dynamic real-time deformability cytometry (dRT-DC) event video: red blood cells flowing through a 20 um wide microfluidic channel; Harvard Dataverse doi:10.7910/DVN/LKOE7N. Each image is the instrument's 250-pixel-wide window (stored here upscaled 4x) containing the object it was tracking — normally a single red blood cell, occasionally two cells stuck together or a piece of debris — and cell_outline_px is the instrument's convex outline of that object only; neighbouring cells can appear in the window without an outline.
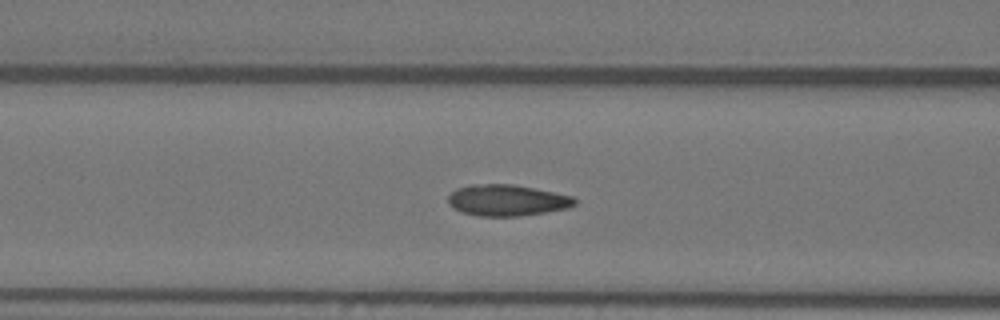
{"species": "Egyptian fruit bat (a non-hibernating species)", "species_latin": "Rousettus aegyptiacus", "temperature_condition": "warm", "stored_images_in_passage": 51, "camera_frame_rate_fps": 3000, "um_per_image_px": 0.085, "animal": {"sex": "female"}, "frame": {"image": 1, "passage_image": 17, "time_ms": 5.333, "image_size_px": [1000, 320], "cell_outline_px": [[576, 204], [568, 208], [520, 216], [480, 216], [464, 212], [452, 208], [448, 204], [448, 196], [456, 188], [472, 184], [512, 184], [572, 196], [576, 200]], "centroid_in_image_um": [43.06, 17.02], "position_along_channel_um": 123.5, "area_um2": 22.89}}
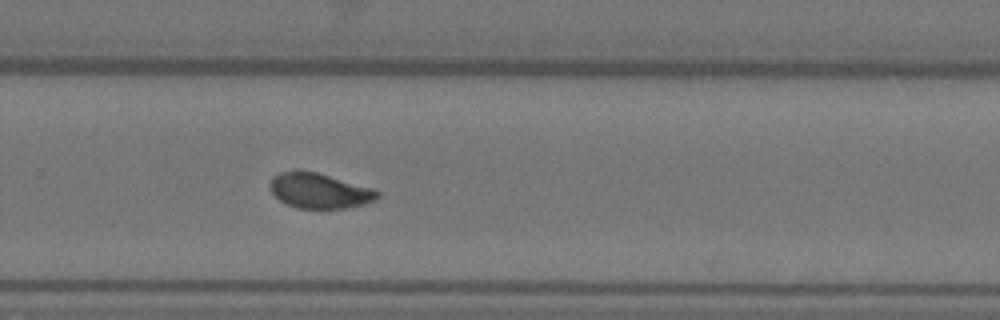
{"frame": {"image": 2, "passage_image": 32, "time_ms": 10.333, "image_size_px": [1000, 320], "cell_outline_px": [[380, 196], [364, 204], [344, 208], [296, 208], [280, 200], [272, 192], [268, 184], [272, 176], [280, 172], [296, 168], [300, 168], [316, 172], [372, 188], [380, 192]], "centroid_in_image_um": [27.09, 16.18], "position_along_channel_um": 302.7, "area_um2": 22.14}}
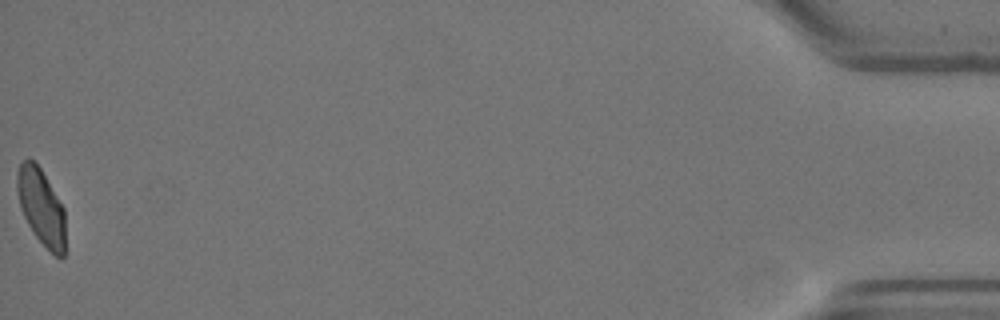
{"frame": {"image": 3, "passage_image": 51, "time_ms": 16.667, "image_size_px": [1000, 320], "cell_outline_px": [[64, 256], [60, 260], [36, 236], [28, 224], [20, 208], [16, 192], [16, 172], [20, 164], [28, 156], [40, 168], [64, 208]], "centroid_in_image_um": [3.47, 17.55], "position_along_channel_um": 431.7, "area_um2": 21.27}, "authors_computed_cell_mechanics": {"area_um2": 22.5998, "velocity_mm_per_s": 3.5931, "shape_relaxation_time_tau1_ms": 9.7244, "shape_relaxation_time_tau2_ms": 0.7982, "deformation_change_tau1": 0.2314, "deformation_change_tau2": 0.0485}}